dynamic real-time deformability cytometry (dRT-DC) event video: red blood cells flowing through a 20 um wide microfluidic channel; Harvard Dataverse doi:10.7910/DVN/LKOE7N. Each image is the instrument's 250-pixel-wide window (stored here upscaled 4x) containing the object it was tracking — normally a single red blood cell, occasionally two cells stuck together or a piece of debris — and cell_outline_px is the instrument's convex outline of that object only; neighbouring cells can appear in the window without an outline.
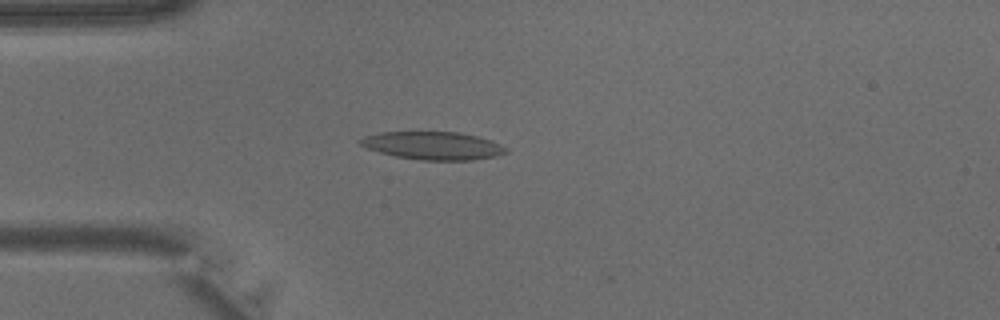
{"species": "common noctule bat (a hibernating species)", "species_latin": "Nyctalus noctula", "temperature_condition": "warm", "stored_images_in_passage": 32, "camera_frame_rate_fps": 3000, "um_per_image_px": 0.085, "animal": {"sex": "male", "body_mass_g": 15.6}, "frame": {"image": 1, "passage_image": 2, "time_ms": 0.333, "image_size_px": [1000, 320], "cell_outline_px": [[508, 152], [496, 156], [472, 160], [424, 160], [396, 156], [380, 152], [368, 148], [360, 144], [356, 140], [364, 136], [380, 132], [460, 132], [492, 140], [508, 148]], "centroid_in_image_um": [36.82, 12.37], "position_along_channel_um": 48.2, "area_um2": 23.7}}
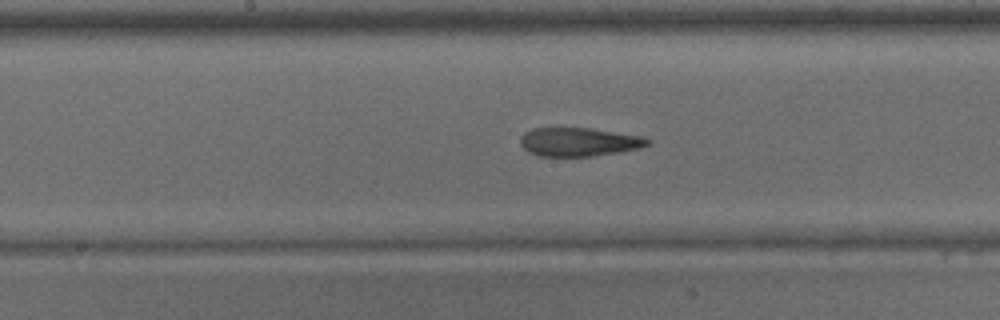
{"frame": {"image": 2, "passage_image": 12, "time_ms": 3.667, "image_size_px": [1000, 320], "cell_outline_px": [[652, 144], [640, 148], [592, 156], [540, 156], [524, 148], [520, 144], [520, 136], [524, 132], [532, 128], [592, 128], [640, 136], [652, 140]], "centroid_in_image_um": [49.22, 12.05], "position_along_channel_um": 199.0, "area_um2": 21.15}}
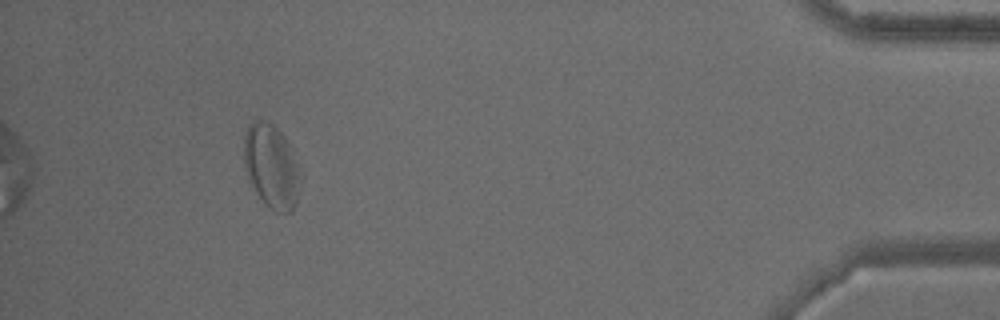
{"frame": {"image": 3, "passage_image": 29, "time_ms": 9.333, "image_size_px": [1000, 320], "cell_outline_px": [[300, 188], [296, 204], [292, 212], [276, 212], [264, 204], [248, 180], [244, 168], [244, 136], [248, 124], [252, 120], [260, 120], [272, 124], [288, 140], [296, 168]], "centroid_in_image_um": [23.02, 14.15], "position_along_channel_um": 412.2, "area_um2": 27.34}}